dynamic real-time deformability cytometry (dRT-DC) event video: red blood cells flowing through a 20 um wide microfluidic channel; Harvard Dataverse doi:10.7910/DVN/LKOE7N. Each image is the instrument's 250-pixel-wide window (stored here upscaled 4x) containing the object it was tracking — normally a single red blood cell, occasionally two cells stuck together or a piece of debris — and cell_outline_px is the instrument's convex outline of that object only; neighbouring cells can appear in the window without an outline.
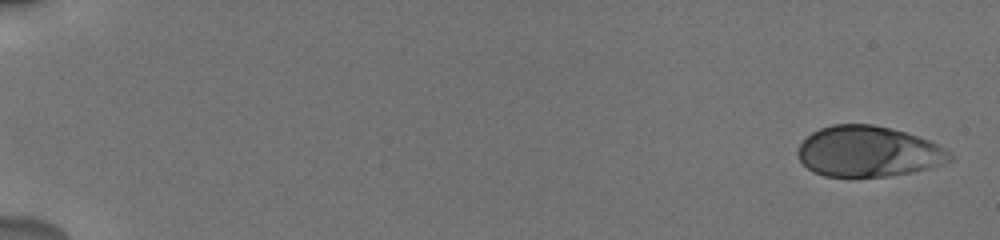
{"species": "human", "species_latin": "Homo sapiens", "temperature_condition": "cold", "stored_images_in_passage": 42, "camera_frame_rate_fps": 3000, "um_per_image_px": 0.085, "donor": {"sex": "male"}, "frame": {"image": 1, "passage_image": 1, "time_ms": 0.0, "image_size_px": [1000, 240], "cell_outline_px": [[952, 160], [928, 168], [912, 172], [888, 176], [824, 176], [812, 172], [800, 160], [796, 152], [800, 144], [812, 132], [820, 128], [832, 124], [872, 124], [904, 132], [928, 140], [944, 148], [952, 156]], "centroid_in_image_um": [73.76, 12.88], "position_along_channel_um": 11.2, "area_um2": 44.51}}
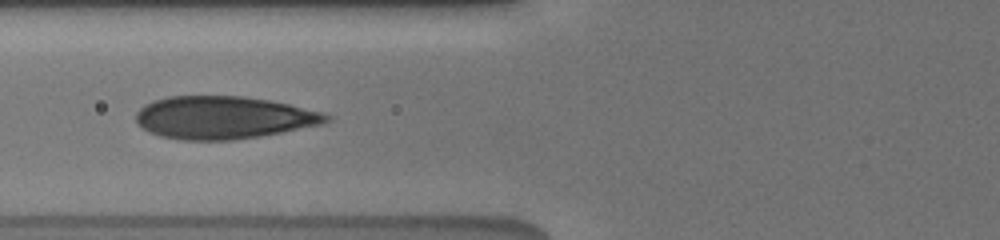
{"frame": {"image": 2, "passage_image": 16, "time_ms": 7.333, "image_size_px": [1000, 240], "cell_outline_px": [[332, 120], [320, 124], [260, 136], [232, 140], [180, 140], [160, 136], [148, 132], [140, 128], [136, 124], [136, 112], [144, 104], [152, 100], [168, 96], [244, 96], [268, 100], [288, 104], [324, 112], [332, 116]], "centroid_in_image_um": [18.94, 9.99], "position_along_channel_um": 106.9, "area_um2": 47.57}}
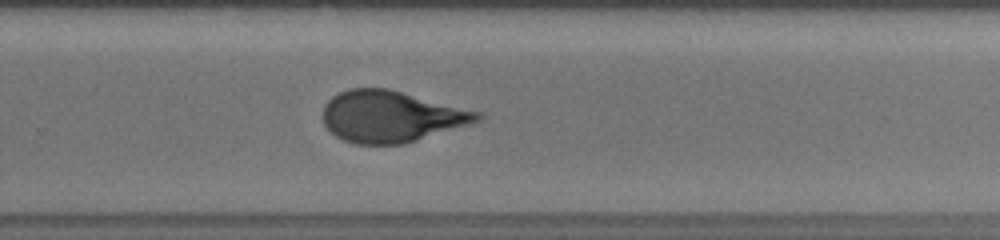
{"frame": {"image": 3, "passage_image": 29, "time_ms": 12.333, "image_size_px": [1000, 240], "cell_outline_px": [[484, 116], [480, 120], [472, 124], [400, 144], [356, 144], [344, 140], [336, 136], [324, 124], [324, 104], [332, 96], [348, 88], [388, 88], [480, 112]], "centroid_in_image_um": [33.24, 9.89], "position_along_channel_um": 296.6, "area_um2": 45.89}, "authors_computed_cell_mechanics": {"area_um2": 46.1533, "velocity_mm_per_s": 3.7964, "shape_relaxation_time_tau1_ms": 4.1214, "shape_relaxation_time_tau2_ms": null, "deformation_change_tau1": 0.1493, "deformation_change_tau2": null}}